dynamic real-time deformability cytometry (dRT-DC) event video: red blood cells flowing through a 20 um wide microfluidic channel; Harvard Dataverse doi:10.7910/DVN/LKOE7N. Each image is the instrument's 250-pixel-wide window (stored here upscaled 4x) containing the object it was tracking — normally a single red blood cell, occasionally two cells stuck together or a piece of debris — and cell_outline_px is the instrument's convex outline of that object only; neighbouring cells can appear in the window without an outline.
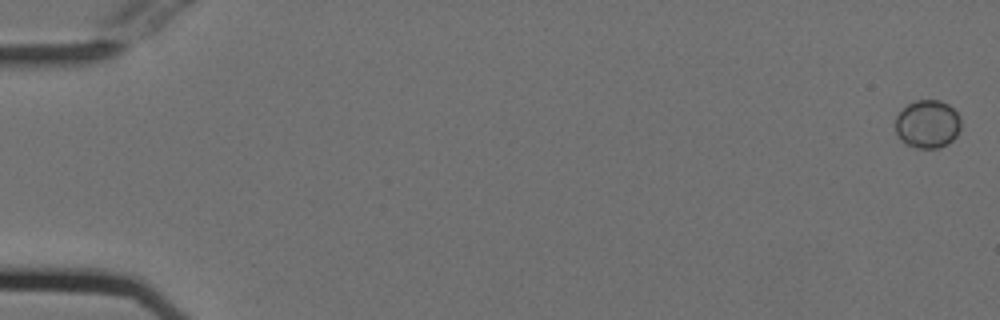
{"species": "Egyptian fruit bat (a non-hibernating species)", "species_latin": "Rousettus aegyptiacus", "temperature_condition": "cold", "stored_images_in_passage": 10, "camera_frame_rate_fps": 3000, "um_per_image_px": 0.085, "animal": {"sex": "female"}, "frame": {"image": 1, "passage_image": 1, "time_ms": 0.0, "image_size_px": [1000, 320], "cell_outline_px": [[960, 128], [956, 136], [948, 144], [940, 148], [916, 148], [900, 140], [896, 132], [896, 116], [908, 104], [916, 100], [940, 100], [948, 104], [960, 116]], "centroid_in_image_um": [78.85, 10.55], "position_along_channel_um": 6.1, "area_um2": 18.38}}